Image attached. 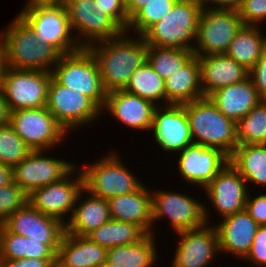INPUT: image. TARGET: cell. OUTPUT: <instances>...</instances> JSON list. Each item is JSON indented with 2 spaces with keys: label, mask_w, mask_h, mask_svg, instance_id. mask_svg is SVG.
I'll list each match as a JSON object with an SVG mask.
<instances>
[{
  "label": "cell",
  "mask_w": 266,
  "mask_h": 267,
  "mask_svg": "<svg viewBox=\"0 0 266 267\" xmlns=\"http://www.w3.org/2000/svg\"><path fill=\"white\" fill-rule=\"evenodd\" d=\"M137 39L123 32L120 36L89 45L107 93L124 90L131 75L147 61V44L143 36ZM126 37V38H125Z\"/></svg>",
  "instance_id": "6da1fadb"
},
{
  "label": "cell",
  "mask_w": 266,
  "mask_h": 267,
  "mask_svg": "<svg viewBox=\"0 0 266 267\" xmlns=\"http://www.w3.org/2000/svg\"><path fill=\"white\" fill-rule=\"evenodd\" d=\"M0 52L9 68L50 72L61 55L51 44L38 43L35 31L19 14L1 32Z\"/></svg>",
  "instance_id": "7a4b0ae2"
},
{
  "label": "cell",
  "mask_w": 266,
  "mask_h": 267,
  "mask_svg": "<svg viewBox=\"0 0 266 267\" xmlns=\"http://www.w3.org/2000/svg\"><path fill=\"white\" fill-rule=\"evenodd\" d=\"M35 31L38 43L51 44L61 55L79 51V35H73L65 4L61 1L26 2L18 13Z\"/></svg>",
  "instance_id": "3957f363"
},
{
  "label": "cell",
  "mask_w": 266,
  "mask_h": 267,
  "mask_svg": "<svg viewBox=\"0 0 266 267\" xmlns=\"http://www.w3.org/2000/svg\"><path fill=\"white\" fill-rule=\"evenodd\" d=\"M193 143L215 147L230 156L238 146L236 122L224 116L204 97L184 104Z\"/></svg>",
  "instance_id": "277c9868"
},
{
  "label": "cell",
  "mask_w": 266,
  "mask_h": 267,
  "mask_svg": "<svg viewBox=\"0 0 266 267\" xmlns=\"http://www.w3.org/2000/svg\"><path fill=\"white\" fill-rule=\"evenodd\" d=\"M202 6L198 0H178L172 10L142 36L147 45L193 50ZM194 39V40H193Z\"/></svg>",
  "instance_id": "5b68a950"
},
{
  "label": "cell",
  "mask_w": 266,
  "mask_h": 267,
  "mask_svg": "<svg viewBox=\"0 0 266 267\" xmlns=\"http://www.w3.org/2000/svg\"><path fill=\"white\" fill-rule=\"evenodd\" d=\"M51 73L59 84L81 92L103 109L107 92L101 82L98 63L87 47L60 55Z\"/></svg>",
  "instance_id": "8992f818"
},
{
  "label": "cell",
  "mask_w": 266,
  "mask_h": 267,
  "mask_svg": "<svg viewBox=\"0 0 266 267\" xmlns=\"http://www.w3.org/2000/svg\"><path fill=\"white\" fill-rule=\"evenodd\" d=\"M104 156L91 165L79 168L84 180V189L90 194L110 199L138 190L143 183L121 162L117 153Z\"/></svg>",
  "instance_id": "52a82bcc"
},
{
  "label": "cell",
  "mask_w": 266,
  "mask_h": 267,
  "mask_svg": "<svg viewBox=\"0 0 266 267\" xmlns=\"http://www.w3.org/2000/svg\"><path fill=\"white\" fill-rule=\"evenodd\" d=\"M243 26L242 18L235 9L202 8L194 41V55L225 54Z\"/></svg>",
  "instance_id": "ba28073f"
},
{
  "label": "cell",
  "mask_w": 266,
  "mask_h": 267,
  "mask_svg": "<svg viewBox=\"0 0 266 267\" xmlns=\"http://www.w3.org/2000/svg\"><path fill=\"white\" fill-rule=\"evenodd\" d=\"M9 124L31 151L54 149L68 133L46 106L11 111Z\"/></svg>",
  "instance_id": "9c48e42d"
},
{
  "label": "cell",
  "mask_w": 266,
  "mask_h": 267,
  "mask_svg": "<svg viewBox=\"0 0 266 267\" xmlns=\"http://www.w3.org/2000/svg\"><path fill=\"white\" fill-rule=\"evenodd\" d=\"M51 77L50 71L6 66L1 91L10 111L45 107Z\"/></svg>",
  "instance_id": "30bf717a"
},
{
  "label": "cell",
  "mask_w": 266,
  "mask_h": 267,
  "mask_svg": "<svg viewBox=\"0 0 266 267\" xmlns=\"http://www.w3.org/2000/svg\"><path fill=\"white\" fill-rule=\"evenodd\" d=\"M151 195L153 223L157 219L168 217L175 233L197 229L209 223L206 205L196 201L194 197L160 189L155 192L151 190Z\"/></svg>",
  "instance_id": "8fae6325"
},
{
  "label": "cell",
  "mask_w": 266,
  "mask_h": 267,
  "mask_svg": "<svg viewBox=\"0 0 266 267\" xmlns=\"http://www.w3.org/2000/svg\"><path fill=\"white\" fill-rule=\"evenodd\" d=\"M46 108L67 132L91 124L102 113L89 97L59 84L53 77L48 86Z\"/></svg>",
  "instance_id": "7c38bea8"
},
{
  "label": "cell",
  "mask_w": 266,
  "mask_h": 267,
  "mask_svg": "<svg viewBox=\"0 0 266 267\" xmlns=\"http://www.w3.org/2000/svg\"><path fill=\"white\" fill-rule=\"evenodd\" d=\"M77 168L75 166L58 182L34 189L28 195V202L41 213L55 217L63 223H66L64 217L69 213L68 220L70 219L78 196L84 189L82 172ZM76 172H78L77 175L74 174ZM71 174L76 177H72Z\"/></svg>",
  "instance_id": "4fadbf2b"
},
{
  "label": "cell",
  "mask_w": 266,
  "mask_h": 267,
  "mask_svg": "<svg viewBox=\"0 0 266 267\" xmlns=\"http://www.w3.org/2000/svg\"><path fill=\"white\" fill-rule=\"evenodd\" d=\"M1 225L10 233L47 244L56 254L65 233V223L41 213L29 202L8 216Z\"/></svg>",
  "instance_id": "5bb4252c"
},
{
  "label": "cell",
  "mask_w": 266,
  "mask_h": 267,
  "mask_svg": "<svg viewBox=\"0 0 266 267\" xmlns=\"http://www.w3.org/2000/svg\"><path fill=\"white\" fill-rule=\"evenodd\" d=\"M72 31L79 32L82 47L120 36L124 30L106 13L93 10V0H69L66 4Z\"/></svg>",
  "instance_id": "9a60e30c"
},
{
  "label": "cell",
  "mask_w": 266,
  "mask_h": 267,
  "mask_svg": "<svg viewBox=\"0 0 266 267\" xmlns=\"http://www.w3.org/2000/svg\"><path fill=\"white\" fill-rule=\"evenodd\" d=\"M45 152L31 151L12 168L13 182L28 195L38 187L60 181L76 166L64 159L46 157Z\"/></svg>",
  "instance_id": "2e32d148"
},
{
  "label": "cell",
  "mask_w": 266,
  "mask_h": 267,
  "mask_svg": "<svg viewBox=\"0 0 266 267\" xmlns=\"http://www.w3.org/2000/svg\"><path fill=\"white\" fill-rule=\"evenodd\" d=\"M178 171L184 180L204 188L229 163V156L218 148L192 143L180 151Z\"/></svg>",
  "instance_id": "e0dca14e"
},
{
  "label": "cell",
  "mask_w": 266,
  "mask_h": 267,
  "mask_svg": "<svg viewBox=\"0 0 266 267\" xmlns=\"http://www.w3.org/2000/svg\"><path fill=\"white\" fill-rule=\"evenodd\" d=\"M203 226L177 232L181 238L175 250L172 267H207L220 253L215 227ZM218 252V253H217Z\"/></svg>",
  "instance_id": "ac0fdd59"
},
{
  "label": "cell",
  "mask_w": 266,
  "mask_h": 267,
  "mask_svg": "<svg viewBox=\"0 0 266 267\" xmlns=\"http://www.w3.org/2000/svg\"><path fill=\"white\" fill-rule=\"evenodd\" d=\"M160 107L155 108L150 131L160 148L179 153L193 143L184 104Z\"/></svg>",
  "instance_id": "d6986e66"
},
{
  "label": "cell",
  "mask_w": 266,
  "mask_h": 267,
  "mask_svg": "<svg viewBox=\"0 0 266 267\" xmlns=\"http://www.w3.org/2000/svg\"><path fill=\"white\" fill-rule=\"evenodd\" d=\"M247 182L228 163L204 188L205 194L221 218L245 210Z\"/></svg>",
  "instance_id": "ffe728a7"
},
{
  "label": "cell",
  "mask_w": 266,
  "mask_h": 267,
  "mask_svg": "<svg viewBox=\"0 0 266 267\" xmlns=\"http://www.w3.org/2000/svg\"><path fill=\"white\" fill-rule=\"evenodd\" d=\"M157 105L126 90L107 93L103 111L131 129L150 131Z\"/></svg>",
  "instance_id": "44dd1931"
},
{
  "label": "cell",
  "mask_w": 266,
  "mask_h": 267,
  "mask_svg": "<svg viewBox=\"0 0 266 267\" xmlns=\"http://www.w3.org/2000/svg\"><path fill=\"white\" fill-rule=\"evenodd\" d=\"M221 219L224 220L215 225L220 252L243 260L251 249L259 225L246 210Z\"/></svg>",
  "instance_id": "7402d4cb"
},
{
  "label": "cell",
  "mask_w": 266,
  "mask_h": 267,
  "mask_svg": "<svg viewBox=\"0 0 266 267\" xmlns=\"http://www.w3.org/2000/svg\"><path fill=\"white\" fill-rule=\"evenodd\" d=\"M204 97L249 77V70L226 54L198 56Z\"/></svg>",
  "instance_id": "603a6c76"
},
{
  "label": "cell",
  "mask_w": 266,
  "mask_h": 267,
  "mask_svg": "<svg viewBox=\"0 0 266 267\" xmlns=\"http://www.w3.org/2000/svg\"><path fill=\"white\" fill-rule=\"evenodd\" d=\"M107 201L111 219L136 224L146 234H154L152 195L144 184L134 192L114 196Z\"/></svg>",
  "instance_id": "cb8c5ba5"
},
{
  "label": "cell",
  "mask_w": 266,
  "mask_h": 267,
  "mask_svg": "<svg viewBox=\"0 0 266 267\" xmlns=\"http://www.w3.org/2000/svg\"><path fill=\"white\" fill-rule=\"evenodd\" d=\"M106 260V247L87 236L65 232L56 254V267H97Z\"/></svg>",
  "instance_id": "d4e9b609"
},
{
  "label": "cell",
  "mask_w": 266,
  "mask_h": 267,
  "mask_svg": "<svg viewBox=\"0 0 266 267\" xmlns=\"http://www.w3.org/2000/svg\"><path fill=\"white\" fill-rule=\"evenodd\" d=\"M208 98L224 116L235 122L246 116L262 100L250 77L222 87Z\"/></svg>",
  "instance_id": "484cf974"
},
{
  "label": "cell",
  "mask_w": 266,
  "mask_h": 267,
  "mask_svg": "<svg viewBox=\"0 0 266 267\" xmlns=\"http://www.w3.org/2000/svg\"><path fill=\"white\" fill-rule=\"evenodd\" d=\"M85 193L88 194L87 198L81 199ZM79 200L83 201L78 204ZM110 219L108 201L83 189L78 196L70 219L65 223V232L76 236H87Z\"/></svg>",
  "instance_id": "4316f807"
},
{
  "label": "cell",
  "mask_w": 266,
  "mask_h": 267,
  "mask_svg": "<svg viewBox=\"0 0 266 267\" xmlns=\"http://www.w3.org/2000/svg\"><path fill=\"white\" fill-rule=\"evenodd\" d=\"M167 105H183L204 98L198 56L164 80Z\"/></svg>",
  "instance_id": "83f0119b"
},
{
  "label": "cell",
  "mask_w": 266,
  "mask_h": 267,
  "mask_svg": "<svg viewBox=\"0 0 266 267\" xmlns=\"http://www.w3.org/2000/svg\"><path fill=\"white\" fill-rule=\"evenodd\" d=\"M229 164L249 184L266 186V144L238 145Z\"/></svg>",
  "instance_id": "f1b7e54d"
},
{
  "label": "cell",
  "mask_w": 266,
  "mask_h": 267,
  "mask_svg": "<svg viewBox=\"0 0 266 267\" xmlns=\"http://www.w3.org/2000/svg\"><path fill=\"white\" fill-rule=\"evenodd\" d=\"M154 236L146 234L134 244L107 248V261L117 267H153L158 254Z\"/></svg>",
  "instance_id": "f546056e"
},
{
  "label": "cell",
  "mask_w": 266,
  "mask_h": 267,
  "mask_svg": "<svg viewBox=\"0 0 266 267\" xmlns=\"http://www.w3.org/2000/svg\"><path fill=\"white\" fill-rule=\"evenodd\" d=\"M258 27L244 25L234 36L225 53L249 71L266 49V38Z\"/></svg>",
  "instance_id": "4dcf8cb0"
},
{
  "label": "cell",
  "mask_w": 266,
  "mask_h": 267,
  "mask_svg": "<svg viewBox=\"0 0 266 267\" xmlns=\"http://www.w3.org/2000/svg\"><path fill=\"white\" fill-rule=\"evenodd\" d=\"M22 258L56 259V253L47 244L10 233L0 225V260Z\"/></svg>",
  "instance_id": "1f68e13d"
},
{
  "label": "cell",
  "mask_w": 266,
  "mask_h": 267,
  "mask_svg": "<svg viewBox=\"0 0 266 267\" xmlns=\"http://www.w3.org/2000/svg\"><path fill=\"white\" fill-rule=\"evenodd\" d=\"M145 235L146 233L136 224L110 219L90 232L87 237L103 247L111 248L134 244Z\"/></svg>",
  "instance_id": "d6a6232c"
},
{
  "label": "cell",
  "mask_w": 266,
  "mask_h": 267,
  "mask_svg": "<svg viewBox=\"0 0 266 267\" xmlns=\"http://www.w3.org/2000/svg\"><path fill=\"white\" fill-rule=\"evenodd\" d=\"M124 90L147 99L155 105L159 106L157 101H160V99L162 102L164 100V105H167L164 80L147 61L131 75Z\"/></svg>",
  "instance_id": "836d02e7"
},
{
  "label": "cell",
  "mask_w": 266,
  "mask_h": 267,
  "mask_svg": "<svg viewBox=\"0 0 266 267\" xmlns=\"http://www.w3.org/2000/svg\"><path fill=\"white\" fill-rule=\"evenodd\" d=\"M193 56V50L147 45V62L163 80L182 68Z\"/></svg>",
  "instance_id": "e575fe53"
},
{
  "label": "cell",
  "mask_w": 266,
  "mask_h": 267,
  "mask_svg": "<svg viewBox=\"0 0 266 267\" xmlns=\"http://www.w3.org/2000/svg\"><path fill=\"white\" fill-rule=\"evenodd\" d=\"M238 145L266 144V100H261L236 122Z\"/></svg>",
  "instance_id": "d590c367"
},
{
  "label": "cell",
  "mask_w": 266,
  "mask_h": 267,
  "mask_svg": "<svg viewBox=\"0 0 266 267\" xmlns=\"http://www.w3.org/2000/svg\"><path fill=\"white\" fill-rule=\"evenodd\" d=\"M177 1L178 0H151L130 18L125 32L129 34V31L133 29V33L135 32L142 36L152 25L169 13Z\"/></svg>",
  "instance_id": "8d00e7d4"
},
{
  "label": "cell",
  "mask_w": 266,
  "mask_h": 267,
  "mask_svg": "<svg viewBox=\"0 0 266 267\" xmlns=\"http://www.w3.org/2000/svg\"><path fill=\"white\" fill-rule=\"evenodd\" d=\"M31 149L8 123L0 126V163L12 168L22 162Z\"/></svg>",
  "instance_id": "74e56055"
},
{
  "label": "cell",
  "mask_w": 266,
  "mask_h": 267,
  "mask_svg": "<svg viewBox=\"0 0 266 267\" xmlns=\"http://www.w3.org/2000/svg\"><path fill=\"white\" fill-rule=\"evenodd\" d=\"M28 194L15 182L0 187V225L16 210L28 203Z\"/></svg>",
  "instance_id": "f35d334b"
},
{
  "label": "cell",
  "mask_w": 266,
  "mask_h": 267,
  "mask_svg": "<svg viewBox=\"0 0 266 267\" xmlns=\"http://www.w3.org/2000/svg\"><path fill=\"white\" fill-rule=\"evenodd\" d=\"M237 11L244 25L258 26L266 20V0H242Z\"/></svg>",
  "instance_id": "ab89813d"
},
{
  "label": "cell",
  "mask_w": 266,
  "mask_h": 267,
  "mask_svg": "<svg viewBox=\"0 0 266 267\" xmlns=\"http://www.w3.org/2000/svg\"><path fill=\"white\" fill-rule=\"evenodd\" d=\"M93 10L106 12L124 31L127 30L129 17L125 0H93Z\"/></svg>",
  "instance_id": "60d3db41"
},
{
  "label": "cell",
  "mask_w": 266,
  "mask_h": 267,
  "mask_svg": "<svg viewBox=\"0 0 266 267\" xmlns=\"http://www.w3.org/2000/svg\"><path fill=\"white\" fill-rule=\"evenodd\" d=\"M244 259L258 267L266 266V225L258 227L251 249Z\"/></svg>",
  "instance_id": "b9f144b4"
},
{
  "label": "cell",
  "mask_w": 266,
  "mask_h": 267,
  "mask_svg": "<svg viewBox=\"0 0 266 267\" xmlns=\"http://www.w3.org/2000/svg\"><path fill=\"white\" fill-rule=\"evenodd\" d=\"M249 77L262 100H266V49L254 67L249 71Z\"/></svg>",
  "instance_id": "7bdbcfd3"
},
{
  "label": "cell",
  "mask_w": 266,
  "mask_h": 267,
  "mask_svg": "<svg viewBox=\"0 0 266 267\" xmlns=\"http://www.w3.org/2000/svg\"><path fill=\"white\" fill-rule=\"evenodd\" d=\"M248 194L245 204L246 212L257 222L259 226L266 225V194L251 198Z\"/></svg>",
  "instance_id": "ee69618b"
},
{
  "label": "cell",
  "mask_w": 266,
  "mask_h": 267,
  "mask_svg": "<svg viewBox=\"0 0 266 267\" xmlns=\"http://www.w3.org/2000/svg\"><path fill=\"white\" fill-rule=\"evenodd\" d=\"M0 261L1 267H56V259L22 258Z\"/></svg>",
  "instance_id": "f6af8a7d"
},
{
  "label": "cell",
  "mask_w": 266,
  "mask_h": 267,
  "mask_svg": "<svg viewBox=\"0 0 266 267\" xmlns=\"http://www.w3.org/2000/svg\"><path fill=\"white\" fill-rule=\"evenodd\" d=\"M198 1L201 3L202 8L237 10L242 0H198Z\"/></svg>",
  "instance_id": "bcb514c9"
},
{
  "label": "cell",
  "mask_w": 266,
  "mask_h": 267,
  "mask_svg": "<svg viewBox=\"0 0 266 267\" xmlns=\"http://www.w3.org/2000/svg\"><path fill=\"white\" fill-rule=\"evenodd\" d=\"M11 111L9 106L0 90V126L9 123Z\"/></svg>",
  "instance_id": "7dc6e473"
},
{
  "label": "cell",
  "mask_w": 266,
  "mask_h": 267,
  "mask_svg": "<svg viewBox=\"0 0 266 267\" xmlns=\"http://www.w3.org/2000/svg\"><path fill=\"white\" fill-rule=\"evenodd\" d=\"M151 0H125V7L129 19L145 4Z\"/></svg>",
  "instance_id": "c3c4849f"
},
{
  "label": "cell",
  "mask_w": 266,
  "mask_h": 267,
  "mask_svg": "<svg viewBox=\"0 0 266 267\" xmlns=\"http://www.w3.org/2000/svg\"><path fill=\"white\" fill-rule=\"evenodd\" d=\"M13 181L12 167L0 163V187L10 184Z\"/></svg>",
  "instance_id": "681fc988"
},
{
  "label": "cell",
  "mask_w": 266,
  "mask_h": 267,
  "mask_svg": "<svg viewBox=\"0 0 266 267\" xmlns=\"http://www.w3.org/2000/svg\"><path fill=\"white\" fill-rule=\"evenodd\" d=\"M6 68V64L3 60V56L0 52V90H1V85H2V81H3V74H4V70Z\"/></svg>",
  "instance_id": "f907efd6"
},
{
  "label": "cell",
  "mask_w": 266,
  "mask_h": 267,
  "mask_svg": "<svg viewBox=\"0 0 266 267\" xmlns=\"http://www.w3.org/2000/svg\"><path fill=\"white\" fill-rule=\"evenodd\" d=\"M97 267H117V266H115V265L109 263V262L106 260L104 263H102L101 265H99V266H97Z\"/></svg>",
  "instance_id": "816d5d0a"
},
{
  "label": "cell",
  "mask_w": 266,
  "mask_h": 267,
  "mask_svg": "<svg viewBox=\"0 0 266 267\" xmlns=\"http://www.w3.org/2000/svg\"><path fill=\"white\" fill-rule=\"evenodd\" d=\"M28 2H33V1H61V0H27Z\"/></svg>",
  "instance_id": "f5cc1de1"
},
{
  "label": "cell",
  "mask_w": 266,
  "mask_h": 267,
  "mask_svg": "<svg viewBox=\"0 0 266 267\" xmlns=\"http://www.w3.org/2000/svg\"><path fill=\"white\" fill-rule=\"evenodd\" d=\"M69 0H61L63 4H66Z\"/></svg>",
  "instance_id": "db71d44e"
}]
</instances>
